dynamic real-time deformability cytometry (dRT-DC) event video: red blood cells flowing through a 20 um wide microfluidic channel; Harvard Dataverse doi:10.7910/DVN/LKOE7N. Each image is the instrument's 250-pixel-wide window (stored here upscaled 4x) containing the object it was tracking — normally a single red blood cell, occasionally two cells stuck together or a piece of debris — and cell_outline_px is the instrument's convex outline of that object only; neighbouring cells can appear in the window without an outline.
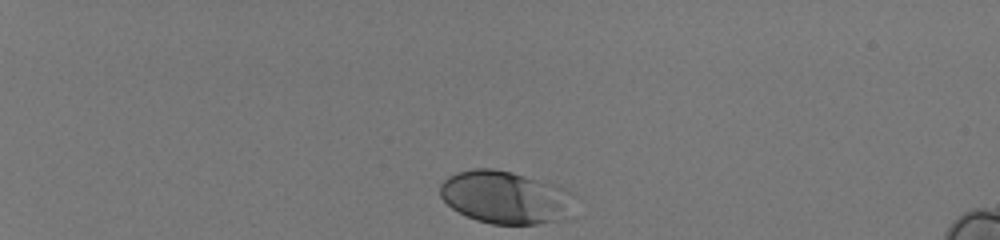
{"species": "human", "species_latin": "Homo sapiens", "temperature_condition": "room temperature", "stored_images_in_passage": 36, "camera_frame_rate_fps": 3000, "um_per_image_px": 0.085, "donor": {"sex": "male"}, "frame": {"image": 1, "passage_image": 1, "time_ms": 0.0, "image_size_px": [1000, 240], "cell_outline_px": [[576, 196], [568, 216], [564, 220], [536, 224], [492, 224], [476, 220], [452, 208], [440, 196], [440, 184], [448, 176], [456, 172], [472, 168], [492, 168], [512, 172], [556, 184], [572, 192]], "centroid_in_image_um": [42.99, 16.76], "position_along_channel_um": 42.0, "area_um2": 41.73}}
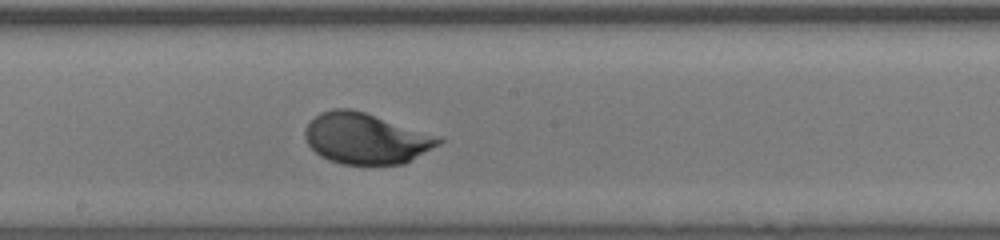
{"frame": {"image": 2, "passage_image": 21, "time_ms": 6.667, "image_size_px": [1000, 240], "cell_outline_px": [[444, 140], [440, 144], [404, 164], [344, 164], [328, 160], [320, 156], [308, 144], [304, 136], [304, 132], [308, 124], [320, 112], [332, 108], [348, 108], [364, 112], [444, 136]], "centroid_in_image_um": [31.15, 11.76], "position_along_channel_um": 217.1, "area_um2": 39.82}}
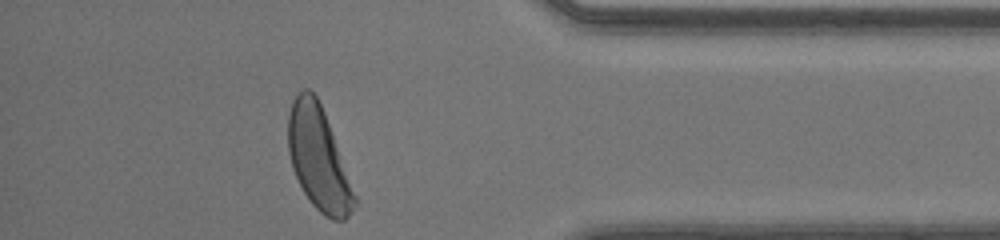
{"frame": {"image": 3, "passage_image": 36, "time_ms": 11.667, "image_size_px": [1000, 240], "cell_outline_px": [[360, 204], [344, 220], [332, 220], [324, 216], [312, 204], [304, 192], [292, 168], [288, 152], [288, 112], [292, 100], [304, 88], [308, 88], [316, 96], [324, 112]], "centroid_in_image_um": [27.09, 13.51], "position_along_channel_um": 408.1, "area_um2": 39.88}, "authors_computed_cell_mechanics": {"area_um2": 39.1306, "velocity_mm_per_s": 4.1034, "shape_relaxation_time_tau1_ms": 2.0858, "shape_relaxation_time_tau2_ms": null, "deformation_change_tau1": 0.1383, "deformation_change_tau2": null}}